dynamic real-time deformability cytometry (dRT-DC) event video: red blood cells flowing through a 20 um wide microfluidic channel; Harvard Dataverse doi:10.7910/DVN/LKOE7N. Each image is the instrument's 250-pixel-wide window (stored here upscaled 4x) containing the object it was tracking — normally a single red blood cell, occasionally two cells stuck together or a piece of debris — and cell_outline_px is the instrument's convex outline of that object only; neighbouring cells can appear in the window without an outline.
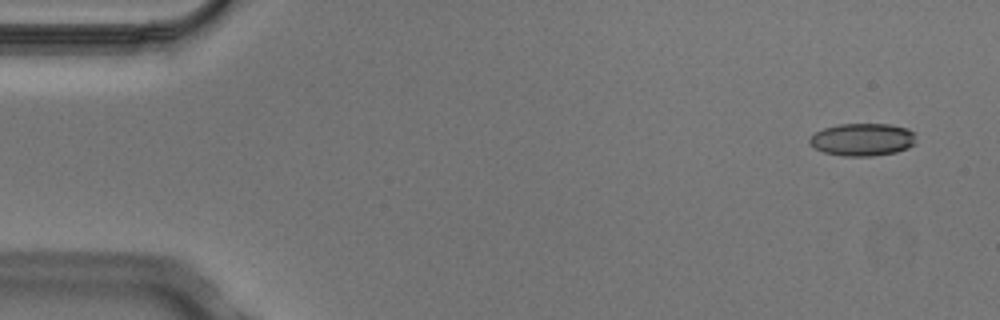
{"species": "Egyptian fruit bat (a non-hibernating species)", "species_latin": "Rousettus aegyptiacus", "temperature_condition": "cold", "stored_images_in_passage": 5, "camera_frame_rate_fps": 3000, "um_per_image_px": 0.085, "animal": {"sex": "male"}, "frame": {"image": 1, "passage_image": 1, "time_ms": 0.0, "image_size_px": [1000, 320], "cell_outline_px": [[916, 144], [908, 148], [896, 152], [872, 156], [844, 156], [824, 152], [816, 148], [808, 140], [816, 132], [824, 128], [836, 124], [888, 124], [908, 128], [916, 132]], "centroid_in_image_um": [73.38, 11.85], "position_along_channel_um": 11.6, "area_um2": 20.35}}
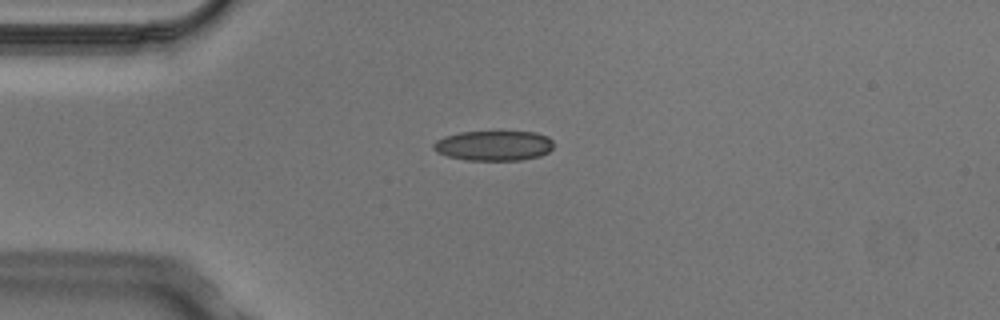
{"frame": {"image": 2, "passage_image": 3, "time_ms": 0.667, "image_size_px": [1000, 320], "cell_outline_px": [[552, 148], [548, 152], [540, 156], [520, 160], [468, 160], [448, 156], [436, 152], [432, 148], [432, 144], [436, 140], [444, 136], [460, 132], [536, 132], [548, 136], [552, 140]], "centroid_in_image_um": [41.95, 12.38], "position_along_channel_um": 43.0, "area_um2": 21.04}}
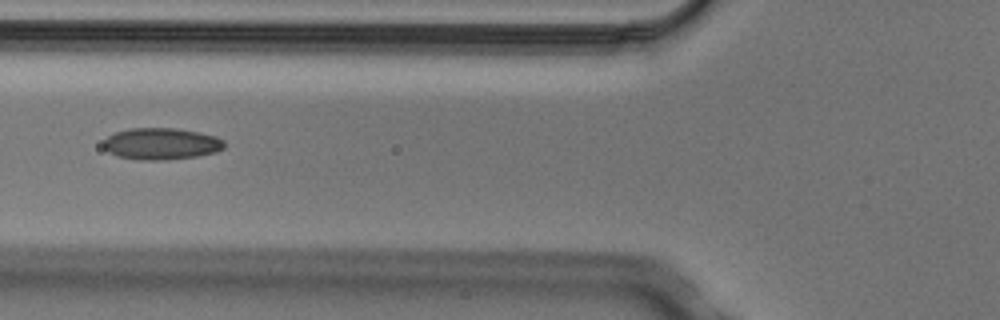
{"frame": {"image": 3, "passage_image": 5, "time_ms": 1.333, "image_size_px": [1000, 320], "cell_outline_px": [[224, 148], [216, 152], [196, 156], [164, 160], [140, 160], [116, 156], [108, 152], [104, 148], [104, 140], [108, 136], [116, 132], [132, 128], [176, 128], [216, 136], [224, 140]], "centroid_in_image_um": [13.7, 12.22], "position_along_channel_um": 112.1, "area_um2": 22.25}}